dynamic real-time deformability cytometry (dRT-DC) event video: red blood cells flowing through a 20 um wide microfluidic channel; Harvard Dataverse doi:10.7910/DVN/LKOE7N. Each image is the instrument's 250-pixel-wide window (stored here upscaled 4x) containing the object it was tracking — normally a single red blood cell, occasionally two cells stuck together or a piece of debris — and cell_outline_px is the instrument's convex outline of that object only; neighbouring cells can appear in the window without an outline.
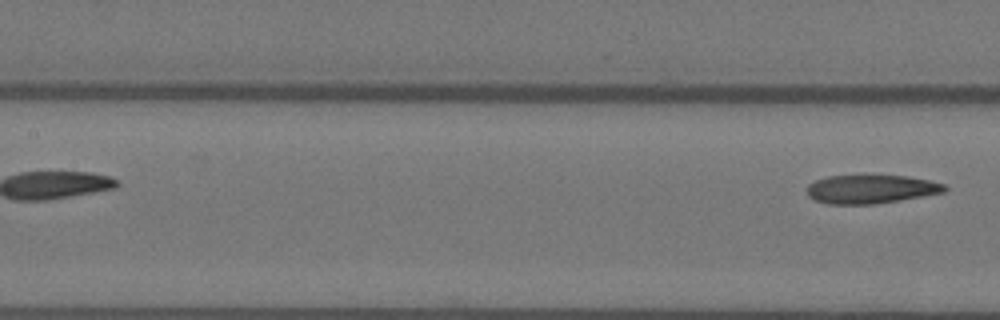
{"species": "Egyptian fruit bat (a non-hibernating species)", "species_latin": "Rousettus aegyptiacus", "temperature_condition": "warm", "stored_images_in_passage": 4, "segment_of_instrument_passage": [2, 2], "camera_frame_rate_fps": 3000, "um_per_image_px": 0.085, "animal": {"sex": "female"}, "frame": {"image": 1, "passage_image": 4, "time_ms": 1.0, "image_size_px": [1000, 320], "cell_outline_px": [[948, 188], [944, 192], [872, 204], [828, 204], [812, 200], [808, 196], [808, 184], [824, 176], [864, 172], [868, 172], [908, 176], [928, 180], [944, 184]], "centroid_in_image_um": [73.95, 16.01], "position_along_channel_um": 133.4, "area_um2": 23.93}}